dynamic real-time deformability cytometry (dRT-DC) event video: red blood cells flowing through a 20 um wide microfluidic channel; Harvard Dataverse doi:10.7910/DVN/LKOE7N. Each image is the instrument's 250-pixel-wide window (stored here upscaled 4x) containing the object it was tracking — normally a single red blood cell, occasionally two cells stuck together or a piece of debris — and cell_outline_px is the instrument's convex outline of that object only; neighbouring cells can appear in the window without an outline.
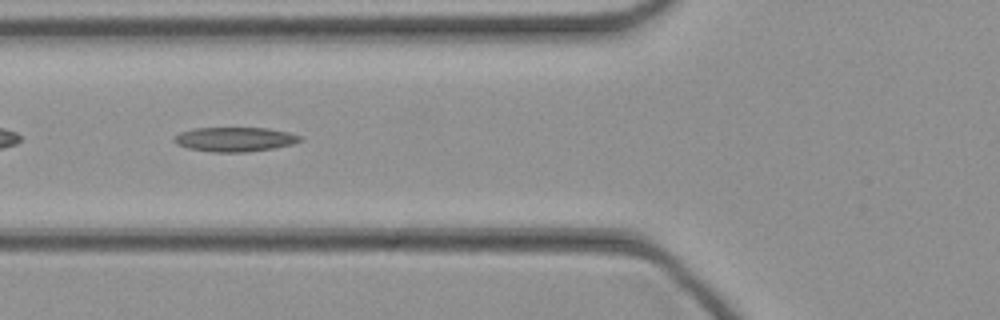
{"species": "common noctule bat (a hibernating species)", "species_latin": "Nyctalus noctula", "temperature_condition": "cold", "stored_images_in_passage": 45, "camera_frame_rate_fps": 3000, "um_per_image_px": 0.085, "animal": {"sex": "female", "body_mass_g": 21.9}, "frame": {"image": 1, "passage_image": 17, "time_ms": 5.333, "image_size_px": [1000, 320], "cell_outline_px": [[304, 140], [292, 144], [272, 148], [248, 152], [212, 152], [188, 148], [176, 144], [172, 140], [180, 132], [196, 128], [268, 128], [288, 132], [304, 136]], "centroid_in_image_um": [19.99, 11.84], "position_along_channel_um": 105.8, "area_um2": 17.98}}
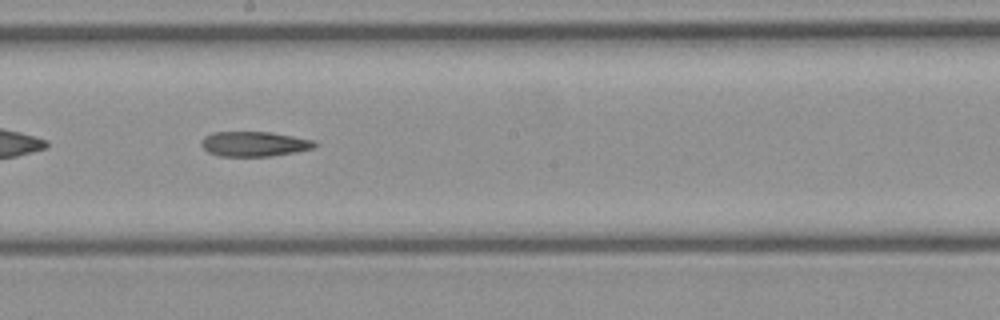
{"frame": {"image": 2, "passage_image": 25, "time_ms": 8.0, "image_size_px": [1000, 320], "cell_outline_px": [[320, 144], [312, 148], [296, 152], [272, 156], [220, 156], [208, 152], [200, 144], [204, 136], [212, 132], [272, 132], [316, 140]], "centroid_in_image_um": [21.65, 12.23], "position_along_channel_um": 226.6, "area_um2": 16.65}}
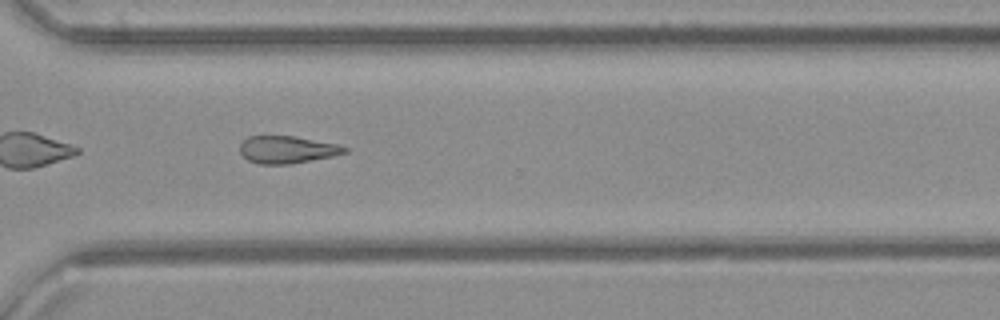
{"frame": {"image": 3, "passage_image": 33, "time_ms": 10.667, "image_size_px": [1000, 320], "cell_outline_px": [[348, 152], [332, 156], [292, 164], [260, 164], [248, 160], [240, 152], [240, 144], [248, 136], [292, 136], [336, 144], [348, 148]], "centroid_in_image_um": [24.39, 12.72], "position_along_channel_um": 346.2, "area_um2": 16.53}}